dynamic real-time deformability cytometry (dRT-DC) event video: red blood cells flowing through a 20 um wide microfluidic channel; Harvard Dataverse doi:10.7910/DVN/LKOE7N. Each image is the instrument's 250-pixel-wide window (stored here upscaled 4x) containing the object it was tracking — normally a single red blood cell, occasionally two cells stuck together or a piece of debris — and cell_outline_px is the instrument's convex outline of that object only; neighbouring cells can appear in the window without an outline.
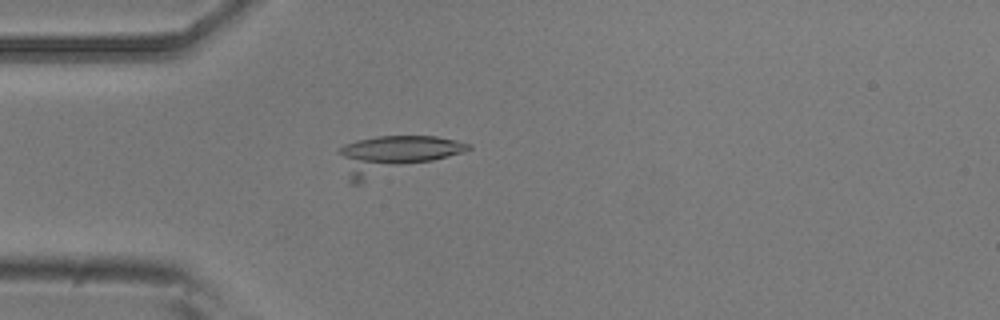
{"species": "common noctule bat (a hibernating species)", "species_latin": "Nyctalus noctula", "temperature_condition": "room temperature", "stored_images_in_passage": 6, "camera_frame_rate_fps": 3000, "um_per_image_px": 0.085, "animal": {"sex": "male", "body_mass_g": 20.5, "forearm_length_mm": 52.5}, "frame": {"image": 1, "passage_image": 6, "time_ms": 1.667, "image_size_px": [1000, 320], "cell_outline_px": [[472, 148], [464, 152], [360, 184], [352, 184], [348, 180], [336, 152], [336, 148], [344, 144], [356, 140], [376, 136], [436, 136], [456, 140], [472, 144]], "centroid_in_image_um": [33.45, 13.17], "position_along_channel_um": 51.6, "area_um2": 29.19}}